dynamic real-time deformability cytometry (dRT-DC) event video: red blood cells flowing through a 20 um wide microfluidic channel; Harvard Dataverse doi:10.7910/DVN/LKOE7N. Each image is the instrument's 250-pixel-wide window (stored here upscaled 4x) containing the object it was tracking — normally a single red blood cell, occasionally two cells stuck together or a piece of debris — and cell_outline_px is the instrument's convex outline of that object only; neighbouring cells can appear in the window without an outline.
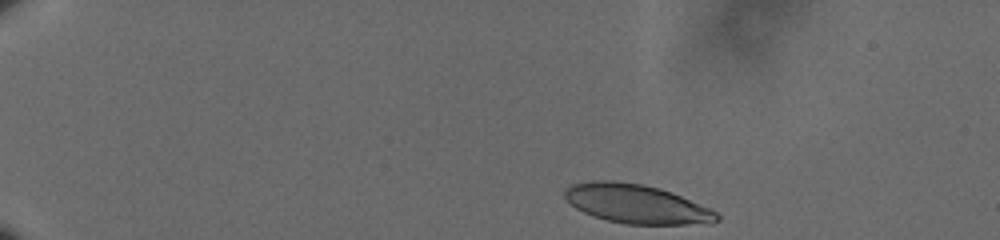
{"species": "human", "species_latin": "Homo sapiens", "temperature_condition": "cold", "stored_images_in_passage": 48, "camera_frame_rate_fps": 3000, "um_per_image_px": 0.085, "donor": {"sex": "male"}, "frame": {"image": 1, "passage_image": 1, "time_ms": 0.0, "image_size_px": [1000, 240], "cell_outline_px": [[720, 220], [712, 224], [624, 224], [608, 220], [584, 212], [576, 208], [564, 196], [564, 192], [572, 184], [592, 180], [612, 180], [644, 184], [660, 188], [672, 192], [708, 208], [716, 212], [720, 216]], "centroid_in_image_um": [54.13, 17.33], "position_along_channel_um": 30.9, "area_um2": 34.45}}
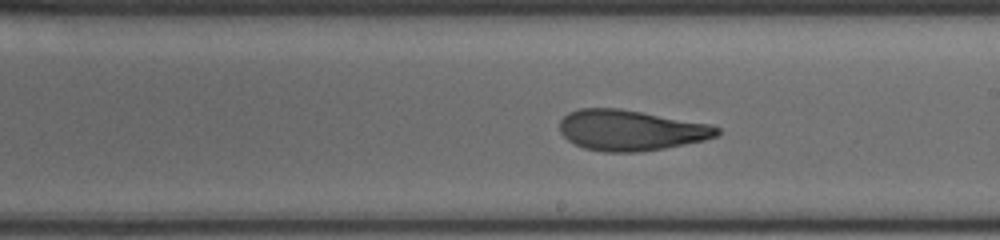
{"frame": {"image": 2, "passage_image": 27, "time_ms": 8.667, "image_size_px": [1000, 240], "cell_outline_px": [[720, 132], [716, 136], [704, 140], [664, 148], [640, 152], [604, 152], [584, 148], [568, 140], [560, 132], [560, 120], [568, 112], [580, 108], [620, 108], [708, 124], [720, 128]], "centroid_in_image_um": [53.57, 11.07], "position_along_channel_um": 235.4, "area_um2": 37.05}}
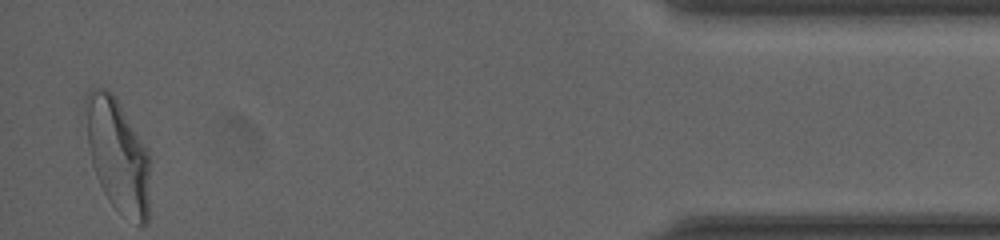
{"frame": {"image": 3, "passage_image": 48, "time_ms": 15.667, "image_size_px": [1000, 240], "cell_outline_px": [[148, 220], [144, 224], [140, 224], [120, 212], [108, 200], [96, 176], [92, 164], [88, 144], [84, 100], [88, 92], [92, 88], [104, 88], [112, 92], [148, 148]], "centroid_in_image_um": [9.99, 13.14], "position_along_channel_um": 425.2, "area_um2": 42.02}, "authors_computed_cell_mechanics": {"area_um2": 37.281, "velocity_mm_per_s": 3.5912, "shape_relaxation_time_tau1_ms": 5.4537, "shape_relaxation_time_tau2_ms": 1.8359, "deformation_change_tau1": 0.2094, "deformation_change_tau2": 0.104}}